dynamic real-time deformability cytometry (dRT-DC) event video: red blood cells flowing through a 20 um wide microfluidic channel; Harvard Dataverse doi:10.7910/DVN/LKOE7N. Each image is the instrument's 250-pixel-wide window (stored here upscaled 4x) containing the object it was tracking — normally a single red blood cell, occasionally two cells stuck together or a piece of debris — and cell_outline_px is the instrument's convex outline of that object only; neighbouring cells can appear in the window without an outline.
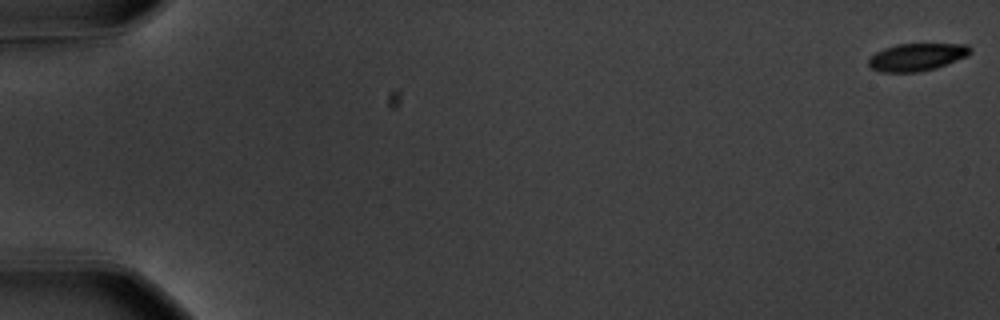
{"species": "common noctule bat (a hibernating species)", "species_latin": "Nyctalus noctula", "temperature_condition": "warm", "stored_images_in_passage": 58, "camera_frame_rate_fps": 3000, "um_per_image_px": 0.085, "animal": {"sex": "male", "body_mass_g": 20.1, "forearm_length_mm": 53.5}, "frame": {"image": 1, "passage_image": 1, "time_ms": 0.0, "image_size_px": [1000, 320], "cell_outline_px": [[972, 52], [968, 56], [936, 68], [920, 72], [880, 72], [872, 68], [868, 64], [868, 60], [876, 52], [884, 48], [896, 44], [968, 44], [972, 48]], "centroid_in_image_um": [77.96, 4.85], "position_along_channel_um": 7.0, "area_um2": 16.42}}
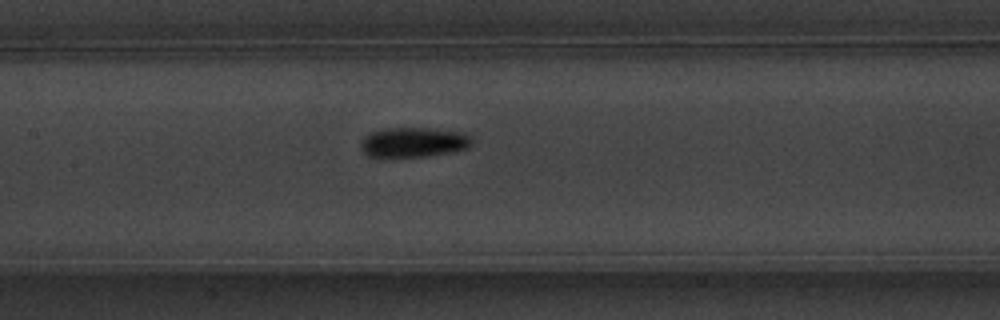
{"frame": {"image": 2, "passage_image": 29, "time_ms": 9.333, "image_size_px": [1000, 320], "cell_outline_px": [[472, 144], [468, 148], [448, 152], [424, 156], [368, 156], [360, 148], [360, 140], [364, 136], [372, 132], [384, 128], [428, 128], [464, 132], [472, 136]], "centroid_in_image_um": [35.15, 12.07], "position_along_channel_um": 172.2, "area_um2": 19.25}}
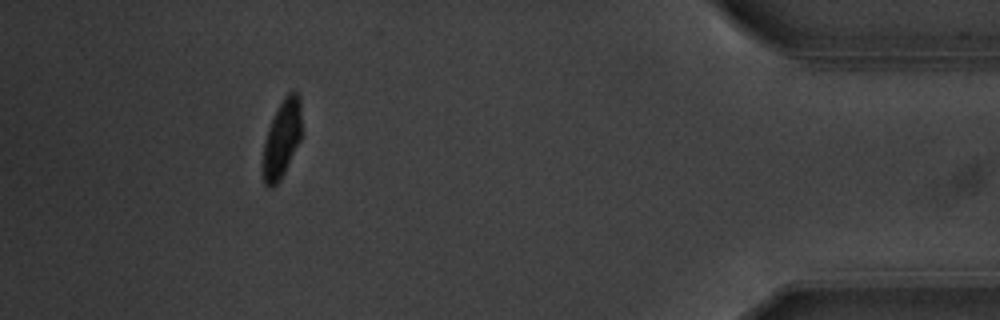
{"frame": {"image": 3, "passage_image": 53, "time_ms": 17.333, "image_size_px": [1000, 320], "cell_outline_px": [[300, 140], [280, 180], [272, 188], [268, 188], [264, 184], [264, 140], [268, 128], [284, 96], [288, 92], [296, 92], [300, 96]], "centroid_in_image_um": [23.96, 11.8], "position_along_channel_um": 411.2, "area_um2": 16.99}, "authors_computed_cell_mechanics": {"area_um2": 17.8024, "velocity_mm_per_s": 3.6105, "shape_relaxation_time_tau1_ms": 2.627, "shape_relaxation_time_tau2_ms": 3.3096, "deformation_change_tau1": 0.1543, "deformation_change_tau2": 0.0547}}